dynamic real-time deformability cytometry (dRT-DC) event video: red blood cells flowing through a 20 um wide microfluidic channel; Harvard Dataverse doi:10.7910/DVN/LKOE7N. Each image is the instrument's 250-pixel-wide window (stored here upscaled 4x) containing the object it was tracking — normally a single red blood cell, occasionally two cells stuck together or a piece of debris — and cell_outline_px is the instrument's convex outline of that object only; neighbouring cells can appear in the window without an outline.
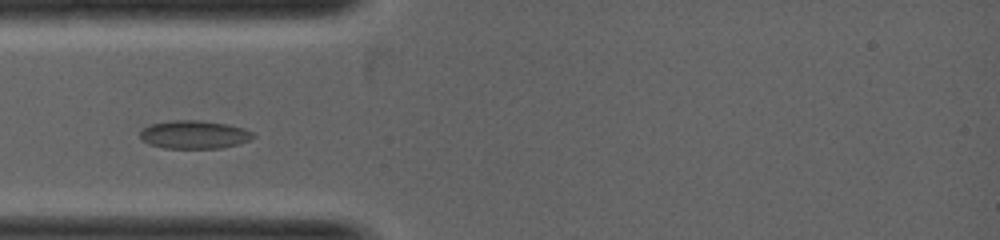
{"species": "common noctule bat (a hibernating species)", "species_latin": "Nyctalus noctula", "temperature_condition": "warm", "stored_images_in_passage": 27, "camera_frame_rate_fps": 5000, "um_per_image_px": 0.085, "animal": {"sex": "female", "body_mass_g": 19.0, "forearm_length_mm": 53.3}, "frame": {"image": 1, "passage_image": 2, "time_ms": 0.2, "image_size_px": [1000, 240], "cell_outline_px": [[256, 136], [248, 140], [236, 144], [220, 148], [164, 148], [148, 144], [140, 140], [140, 128], [148, 124], [172, 120], [200, 120], [228, 124], [244, 128], [252, 132]], "centroid_in_image_um": [16.44, 11.43], "position_along_channel_um": 68.6, "area_um2": 18.79}}
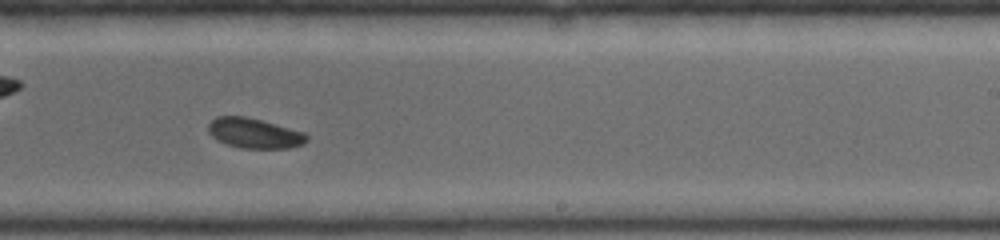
{"frame": {"image": 2, "passage_image": 14, "time_ms": 2.6, "image_size_px": [1000, 240], "cell_outline_px": [[308, 140], [304, 144], [288, 148], [240, 148], [228, 144], [212, 136], [208, 132], [208, 124], [216, 116], [244, 116], [260, 120], [304, 132], [308, 136]], "centroid_in_image_um": [21.63, 11.32], "position_along_channel_um": 267.4, "area_um2": 17.05}}
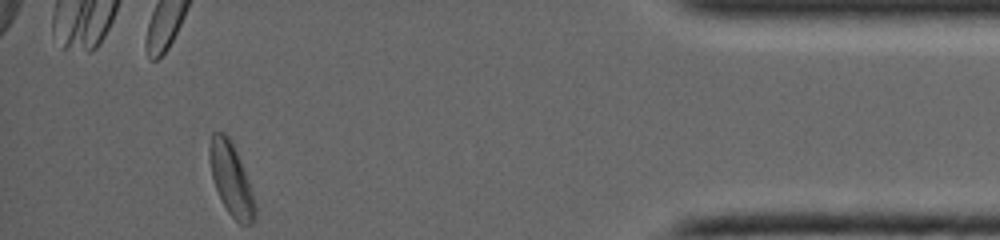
{"frame": {"image": 3, "passage_image": 26, "time_ms": 5.0, "image_size_px": [1000, 240], "cell_outline_px": [[256, 216], [252, 224], [240, 224], [228, 212], [216, 188], [212, 176], [208, 160], [208, 148], [212, 132], [224, 132], [232, 140], [248, 180], [252, 192], [256, 208]], "centroid_in_image_um": [19.63, 15.19], "position_along_channel_um": 415.6, "area_um2": 19.13}}